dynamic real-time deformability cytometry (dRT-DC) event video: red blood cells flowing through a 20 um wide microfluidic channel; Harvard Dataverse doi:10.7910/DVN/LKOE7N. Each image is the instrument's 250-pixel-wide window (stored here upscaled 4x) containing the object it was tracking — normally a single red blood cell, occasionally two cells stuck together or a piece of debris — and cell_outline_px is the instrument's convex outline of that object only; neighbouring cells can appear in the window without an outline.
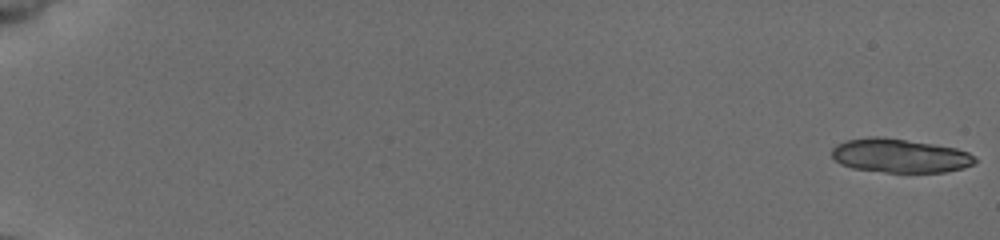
{"species": "common noctule bat (a hibernating species)", "species_latin": "Nyctalus noctula", "temperature_condition": "cold", "stored_images_in_passage": 55, "segment_of_instrument_passage": [1, 2], "camera_frame_rate_fps": 3000, "um_per_image_px": 0.085, "animal": {"sex": "female", "body_mass_g": 19.5, "forearm_length_mm": 54.1}, "frame": {"image": 1, "passage_image": 1, "time_ms": 0.0, "image_size_px": [1000, 240], "cell_outline_px": [[976, 164], [964, 168], [944, 172], [884, 172], [852, 168], [840, 164], [832, 156], [832, 148], [836, 144], [844, 140], [868, 136], [884, 136], [936, 144], [956, 148], [968, 152], [976, 160]], "centroid_in_image_um": [76.47, 13.22], "position_along_channel_um": 8.5, "area_um2": 28.67}}
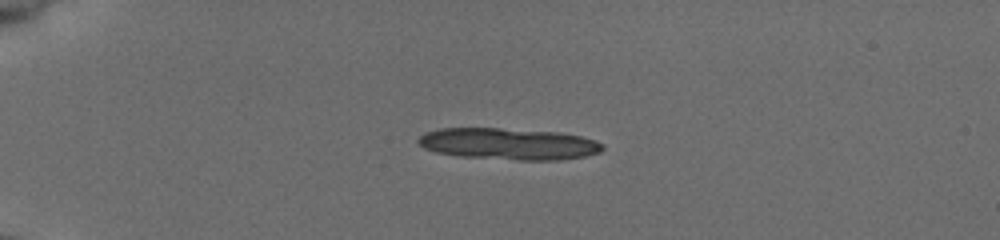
{"frame": {"image": 2, "passage_image": 15, "time_ms": 4.667, "image_size_px": [1000, 240], "cell_outline_px": [[604, 148], [600, 152], [584, 156], [560, 160], [520, 160], [460, 156], [436, 152], [424, 148], [416, 140], [424, 132], [440, 128], [500, 128], [560, 132], [580, 136], [596, 140], [604, 144]], "centroid_in_image_um": [43.24, 12.22], "position_along_channel_um": 41.8, "area_um2": 34.04}}